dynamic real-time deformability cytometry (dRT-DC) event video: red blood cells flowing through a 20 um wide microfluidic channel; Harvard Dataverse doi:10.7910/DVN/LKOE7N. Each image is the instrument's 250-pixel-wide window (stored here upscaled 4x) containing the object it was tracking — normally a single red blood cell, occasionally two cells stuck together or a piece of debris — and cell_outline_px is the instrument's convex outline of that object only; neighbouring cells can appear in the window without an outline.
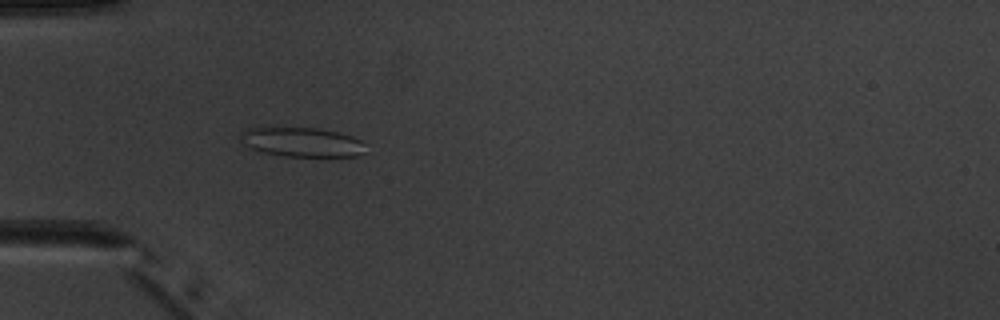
{"species": "common noctule bat (a hibernating species)", "species_latin": "Nyctalus noctula", "temperature_condition": "warm", "stored_images_in_passage": 4, "camera_frame_rate_fps": 3000, "um_per_image_px": 0.085, "animal": {"sex": "male", "body_mass_g": 20.1, "forearm_length_mm": 53.5}, "frame": {"image": 1, "passage_image": 3, "time_ms": 3.333, "image_size_px": [1000, 320], "cell_outline_px": [[364, 152], [356, 156], [284, 156], [260, 152], [248, 148], [244, 144], [240, 136], [240, 132], [248, 128], [316, 128], [336, 132], [352, 136], [360, 140], [364, 144]], "centroid_in_image_um": [25.62, 12.09], "position_along_channel_um": 59.4, "area_um2": 21.27}}